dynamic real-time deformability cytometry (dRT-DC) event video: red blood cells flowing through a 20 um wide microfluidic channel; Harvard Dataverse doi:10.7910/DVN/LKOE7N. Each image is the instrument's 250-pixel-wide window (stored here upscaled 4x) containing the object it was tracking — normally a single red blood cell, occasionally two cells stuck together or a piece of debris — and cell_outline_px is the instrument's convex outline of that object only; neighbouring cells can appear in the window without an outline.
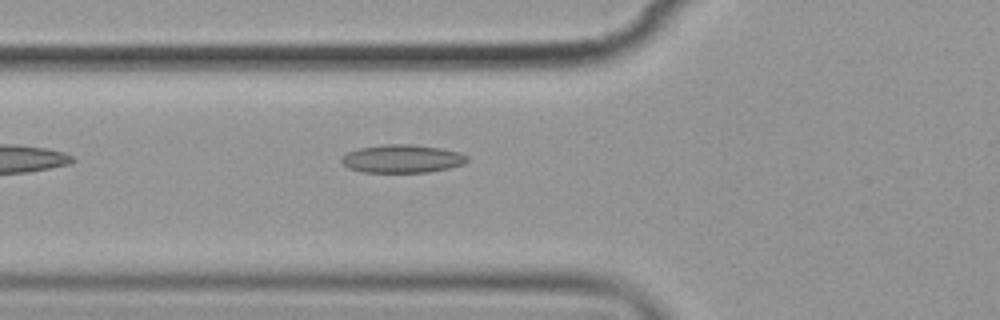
{"species": "common noctule bat (a hibernating species)", "species_latin": "Nyctalus noctula", "temperature_condition": "cold", "stored_images_in_passage": 2, "camera_frame_rate_fps": 3000, "um_per_image_px": 0.085, "animal": {"sex": "female", "body_mass_g": 19.9}, "frame": {"image": 1, "passage_image": 2, "time_ms": 1.333, "image_size_px": [1000, 320], "cell_outline_px": [[468, 160], [464, 164], [448, 168], [428, 172], [364, 172], [348, 168], [340, 160], [340, 156], [348, 152], [360, 148], [384, 144], [412, 144], [440, 148], [460, 152], [468, 156]], "centroid_in_image_um": [34.18, 13.49], "position_along_channel_um": 91.6, "area_um2": 20.63}}